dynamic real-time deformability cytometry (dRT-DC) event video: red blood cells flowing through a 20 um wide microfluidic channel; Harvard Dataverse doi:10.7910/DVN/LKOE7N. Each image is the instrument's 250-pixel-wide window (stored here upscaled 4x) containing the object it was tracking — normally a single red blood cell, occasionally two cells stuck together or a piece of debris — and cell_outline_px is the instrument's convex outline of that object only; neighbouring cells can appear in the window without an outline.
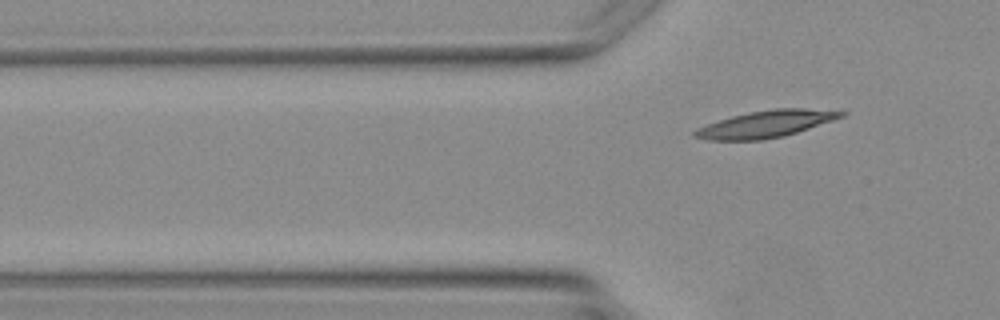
{"species": "Egyptian fruit bat (a non-hibernating species)", "species_latin": "Rousettus aegyptiacus", "temperature_condition": "warm", "stored_images_in_passage": 2, "camera_frame_rate_fps": 3000, "um_per_image_px": 0.085, "animal": {"sex": "female"}, "frame": {"image": 1, "passage_image": 2, "time_ms": 2.0, "image_size_px": [1000, 320], "cell_outline_px": [[848, 112], [844, 116], [784, 136], [760, 140], [708, 140], [692, 136], [692, 132], [696, 128], [732, 116], [748, 112], [776, 108], [804, 108]], "centroid_in_image_um": [65.06, 10.54], "position_along_channel_um": 60.7, "area_um2": 22.66}}